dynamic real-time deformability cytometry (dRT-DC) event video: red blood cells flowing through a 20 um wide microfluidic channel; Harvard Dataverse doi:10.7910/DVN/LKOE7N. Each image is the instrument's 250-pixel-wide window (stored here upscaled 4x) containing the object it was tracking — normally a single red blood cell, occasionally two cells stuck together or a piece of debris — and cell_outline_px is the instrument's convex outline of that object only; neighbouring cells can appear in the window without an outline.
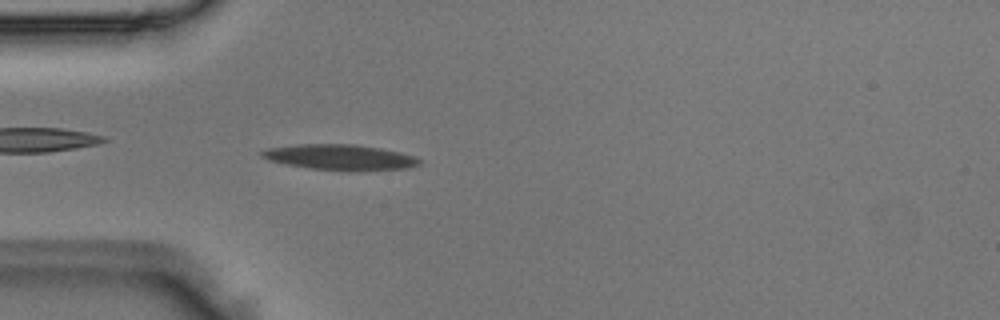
{"species": "Egyptian fruit bat (a non-hibernating species)", "species_latin": "Rousettus aegyptiacus", "temperature_condition": "room temperature", "stored_images_in_passage": 2, "camera_frame_rate_fps": 3000, "um_per_image_px": 0.085, "animal": {"sex": "male"}, "frame": {"image": 1, "passage_image": 2, "time_ms": 0.333, "image_size_px": [1000, 320], "cell_outline_px": [[420, 164], [408, 168], [348, 172], [308, 168], [284, 164], [268, 160], [260, 156], [260, 152], [268, 148], [296, 144], [356, 144], [380, 148], [400, 152], [416, 156], [420, 160]], "centroid_in_image_um": [28.9, 13.38], "position_along_channel_um": 56.1, "area_um2": 23.87}}